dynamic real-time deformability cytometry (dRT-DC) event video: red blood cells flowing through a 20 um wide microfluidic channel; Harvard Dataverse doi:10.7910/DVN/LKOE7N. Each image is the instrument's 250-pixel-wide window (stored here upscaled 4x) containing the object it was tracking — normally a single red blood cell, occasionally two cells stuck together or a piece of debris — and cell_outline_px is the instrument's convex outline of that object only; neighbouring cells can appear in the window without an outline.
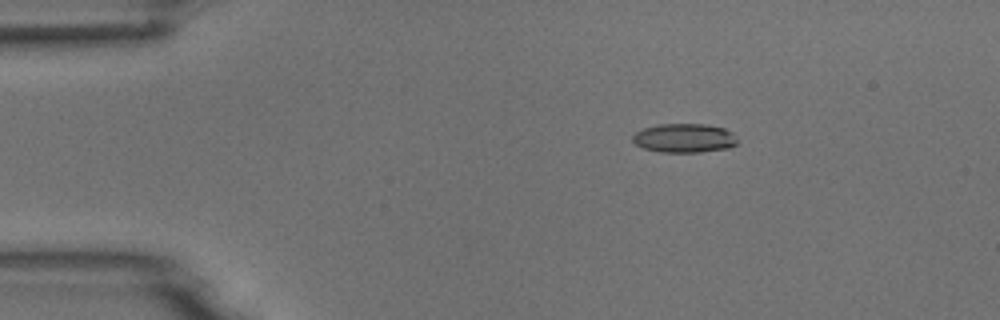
{"species": "common noctule bat (a hibernating species)", "species_latin": "Nyctalus noctula", "temperature_condition": "room temperature", "stored_images_in_passage": 5, "camera_frame_rate_fps": 3000, "um_per_image_px": 0.085, "animal": {"sex": "male", "body_mass_g": 18.8}, "frame": {"image": 1, "passage_image": 3, "time_ms": 2.333, "image_size_px": [1000, 320], "cell_outline_px": [[736, 144], [728, 148], [700, 152], [660, 152], [644, 148], [636, 144], [632, 140], [632, 136], [636, 132], [644, 128], [656, 124], [704, 124], [724, 128], [732, 132], [736, 140]], "centroid_in_image_um": [58.14, 11.73], "position_along_channel_um": 26.9, "area_um2": 17.63}}
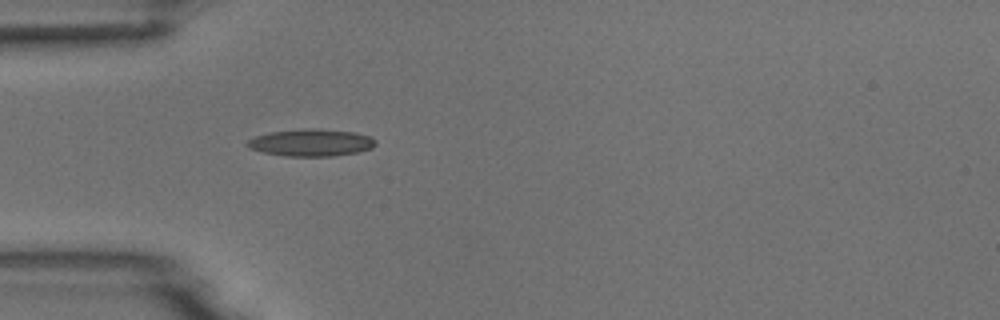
{"frame": {"image": 2, "passage_image": 5, "time_ms": 4.667, "image_size_px": [1000, 320], "cell_outline_px": [[376, 144], [372, 148], [360, 152], [332, 156], [284, 156], [264, 152], [248, 148], [244, 144], [248, 140], [256, 136], [268, 132], [300, 128], [316, 128], [356, 132], [372, 136], [376, 140]], "centroid_in_image_um": [26.46, 12.11], "position_along_channel_um": 58.5, "area_um2": 20.69}}